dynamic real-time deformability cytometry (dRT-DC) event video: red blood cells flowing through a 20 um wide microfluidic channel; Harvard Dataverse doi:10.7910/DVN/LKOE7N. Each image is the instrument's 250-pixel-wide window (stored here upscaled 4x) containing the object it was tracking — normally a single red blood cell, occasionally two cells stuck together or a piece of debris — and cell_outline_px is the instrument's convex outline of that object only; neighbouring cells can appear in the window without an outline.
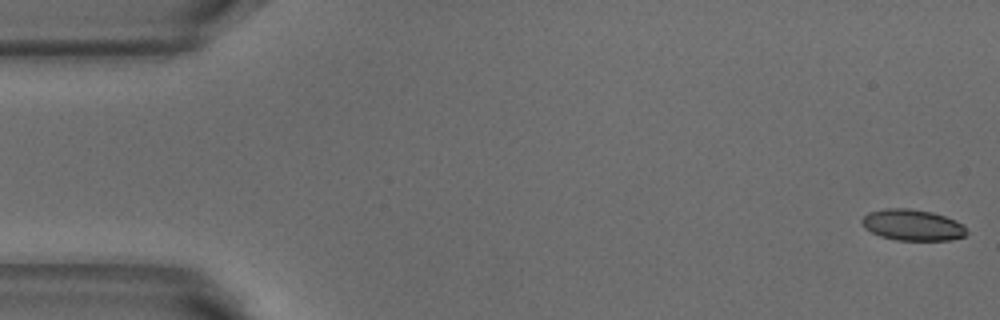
{"species": "common noctule bat (a hibernating species)", "species_latin": "Nyctalus noctula", "temperature_condition": "warm", "stored_images_in_passage": 20, "camera_frame_rate_fps": 3000, "um_per_image_px": 0.085, "animal": {"sex": "male", "body_mass_g": 18.8}, "frame": {"image": 1, "passage_image": 1, "time_ms": 0.0, "image_size_px": [1000, 320], "cell_outline_px": [[968, 232], [964, 236], [952, 240], [896, 240], [880, 236], [864, 228], [860, 220], [868, 212], [884, 208], [908, 208], [932, 212], [956, 220], [964, 224]], "centroid_in_image_um": [77.56, 19.12], "position_along_channel_um": 7.4, "area_um2": 19.19}}